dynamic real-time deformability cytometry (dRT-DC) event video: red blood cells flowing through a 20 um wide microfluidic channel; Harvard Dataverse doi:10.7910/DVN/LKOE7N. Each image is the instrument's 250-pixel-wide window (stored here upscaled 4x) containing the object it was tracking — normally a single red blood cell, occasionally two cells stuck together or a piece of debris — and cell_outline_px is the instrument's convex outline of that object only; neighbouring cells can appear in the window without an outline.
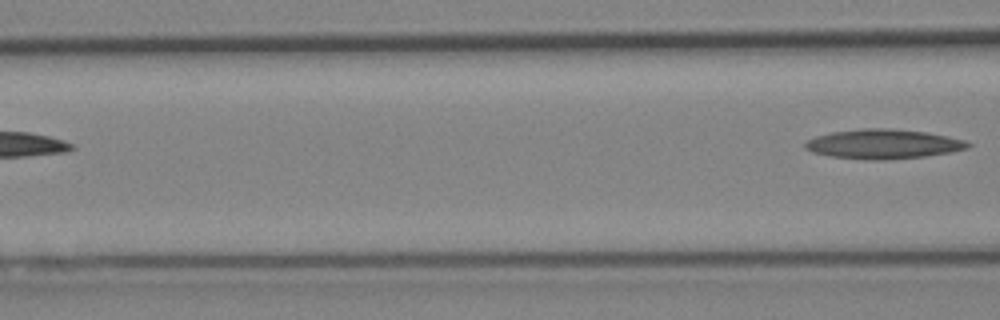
{"species": "Egyptian fruit bat (a non-hibernating species)", "species_latin": "Rousettus aegyptiacus", "temperature_condition": "cold", "stored_images_in_passage": 5, "camera_frame_rate_fps": 3000, "um_per_image_px": 0.085, "animal": {"sex": "female"}, "frame": {"image": 1, "passage_image": 5, "time_ms": 1.333, "image_size_px": [1000, 320], "cell_outline_px": [[972, 144], [968, 148], [952, 152], [924, 156], [880, 160], [876, 160], [828, 156], [812, 152], [804, 148], [804, 144], [808, 140], [816, 136], [832, 132], [860, 128], [892, 128], [928, 132], [964, 140]], "centroid_in_image_um": [75.07, 12.23], "position_along_channel_um": 91.5, "area_um2": 27.98}}